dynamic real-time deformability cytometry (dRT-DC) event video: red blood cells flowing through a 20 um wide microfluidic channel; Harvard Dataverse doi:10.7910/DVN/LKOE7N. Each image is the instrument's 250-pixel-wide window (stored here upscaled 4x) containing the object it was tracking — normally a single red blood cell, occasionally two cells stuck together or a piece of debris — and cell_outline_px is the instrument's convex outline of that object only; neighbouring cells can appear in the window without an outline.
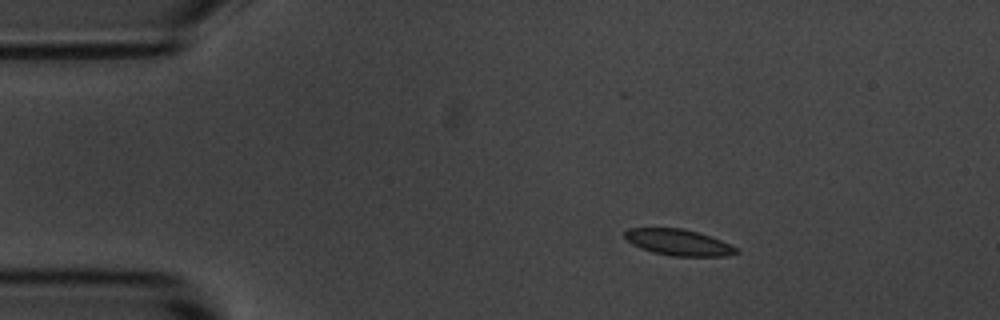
{"species": "common noctule bat (a hibernating species)", "species_latin": "Nyctalus noctula", "temperature_condition": "room temperature", "stored_images_in_passage": 3, "camera_frame_rate_fps": 3000, "um_per_image_px": 0.085, "animal": {"sex": "male", "body_mass_g": 20.1, "forearm_length_mm": 53.5}, "frame": {"image": 1, "passage_image": 1, "time_ms": 0.0, "image_size_px": [1000, 320], "cell_outline_px": [[740, 252], [728, 256], [672, 256], [652, 252], [640, 248], [632, 244], [624, 236], [624, 232], [628, 228], [684, 228], [720, 240], [736, 248]], "centroid_in_image_um": [57.64, 20.6], "position_along_channel_um": 27.4, "area_um2": 16.88}}